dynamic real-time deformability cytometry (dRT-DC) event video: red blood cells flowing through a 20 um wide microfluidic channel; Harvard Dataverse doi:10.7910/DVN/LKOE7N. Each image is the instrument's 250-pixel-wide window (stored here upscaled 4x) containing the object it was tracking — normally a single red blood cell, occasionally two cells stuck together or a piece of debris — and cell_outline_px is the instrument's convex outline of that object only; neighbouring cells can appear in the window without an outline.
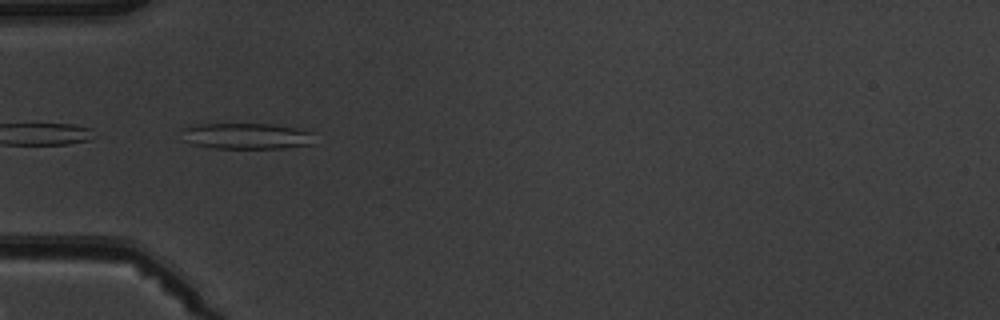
{"species": "common noctule bat (a hibernating species)", "species_latin": "Nyctalus noctula", "temperature_condition": "warm", "stored_images_in_passage": 8, "camera_frame_rate_fps": 3000, "um_per_image_px": 0.085, "animal": {"sex": "male", "body_mass_g": 19.5, "forearm_length_mm": 54.6}, "frame": {"image": 1, "passage_image": 4, "time_ms": 3.667, "image_size_px": [1000, 320], "cell_outline_px": [[312, 144], [284, 148], [212, 148], [192, 144], [184, 140], [180, 128], [192, 124], [268, 124], [296, 128], [312, 132]], "centroid_in_image_um": [20.87, 11.56], "position_along_channel_um": 64.1, "area_um2": 20.17}}
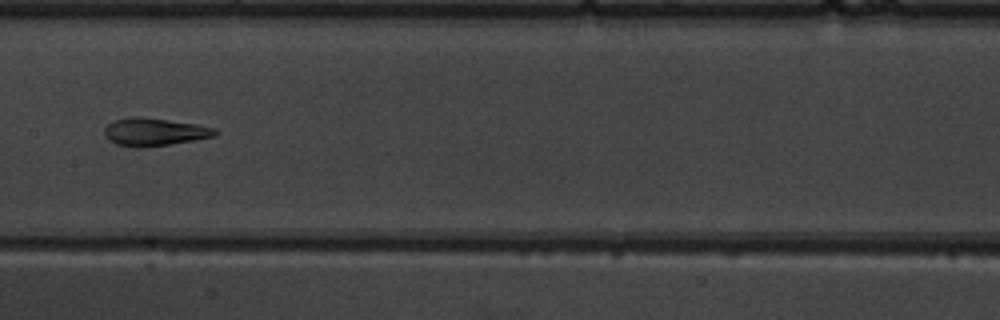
{"frame": {"image": 2, "passage_image": 7, "time_ms": 7.0, "image_size_px": [1000, 320], "cell_outline_px": [[220, 132], [216, 136], [144, 148], [132, 148], [116, 144], [108, 140], [104, 136], [104, 128], [112, 120], [168, 120], [196, 124], [216, 128]], "centroid_in_image_um": [13.15, 11.27], "position_along_channel_um": 194.2, "area_um2": 17.28}}
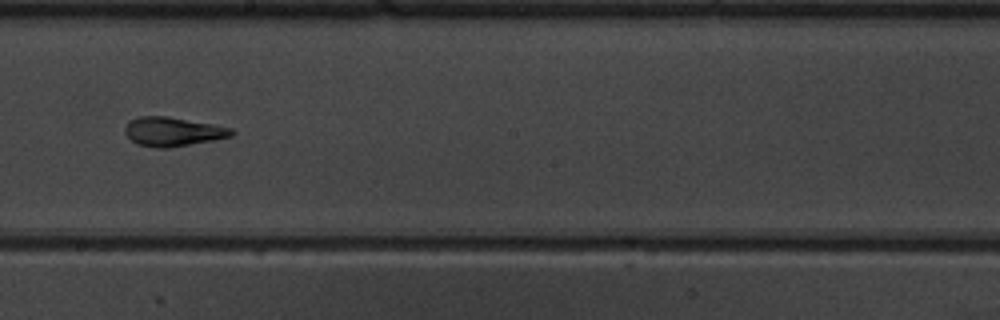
{"frame": {"image": 3, "passage_image": 8, "time_ms": 8.0, "image_size_px": [1000, 320], "cell_outline_px": [[236, 132], [232, 136], [212, 140], [168, 148], [152, 148], [136, 144], [124, 132], [124, 128], [128, 120], [140, 116], [168, 116], [216, 124], [232, 128]], "centroid_in_image_um": [14.69, 11.18], "position_along_channel_um": 233.5, "area_um2": 18.32}}